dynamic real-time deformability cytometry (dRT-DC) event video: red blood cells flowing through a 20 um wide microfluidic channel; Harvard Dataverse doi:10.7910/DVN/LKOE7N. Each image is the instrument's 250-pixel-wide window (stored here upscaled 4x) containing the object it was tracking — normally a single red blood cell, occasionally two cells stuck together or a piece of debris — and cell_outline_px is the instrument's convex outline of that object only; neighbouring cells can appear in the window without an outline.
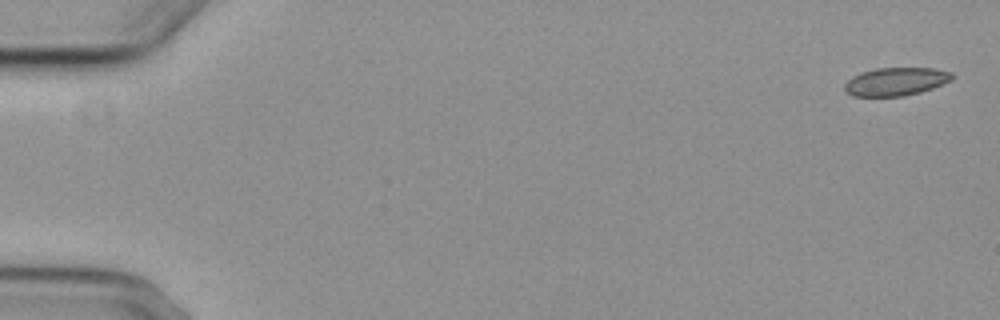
{"species": "common noctule bat (a hibernating species)", "species_latin": "Nyctalus noctula", "temperature_condition": "cold", "stored_images_in_passage": 7, "camera_frame_rate_fps": 3000, "um_per_image_px": 0.085, "animal": {"sex": "female", "body_mass_g": 29.2, "forearm_length_mm": 56.3}, "frame": {"image": 1, "passage_image": 1, "time_ms": 0.0, "image_size_px": [1000, 320], "cell_outline_px": [[956, 76], [952, 80], [932, 88], [920, 92], [904, 96], [852, 96], [844, 88], [844, 84], [852, 76], [860, 72], [876, 68], [932, 68], [952, 72]], "centroid_in_image_um": [76.16, 6.92], "position_along_channel_um": 8.8, "area_um2": 17.69}}
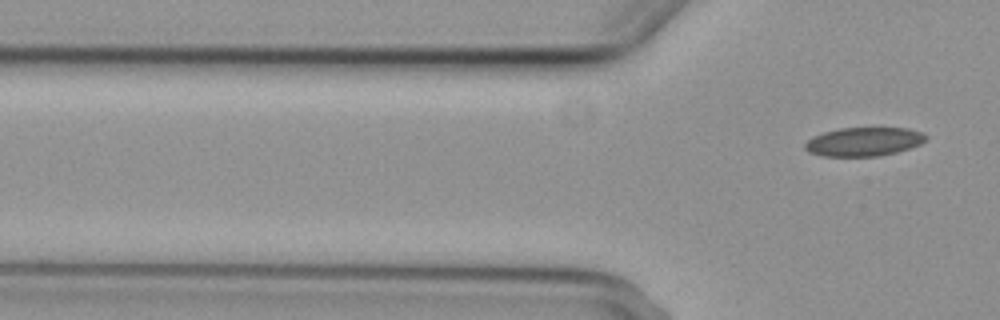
{"frame": {"image": 2, "passage_image": 7, "time_ms": 8.0, "image_size_px": [1000, 320], "cell_outline_px": [[928, 136], [920, 144], [896, 152], [876, 156], [820, 156], [808, 152], [804, 148], [804, 144], [812, 136], [824, 132], [840, 128], [908, 128], [924, 132]], "centroid_in_image_um": [73.4, 12.04], "position_along_channel_um": 52.4, "area_um2": 20.29}}